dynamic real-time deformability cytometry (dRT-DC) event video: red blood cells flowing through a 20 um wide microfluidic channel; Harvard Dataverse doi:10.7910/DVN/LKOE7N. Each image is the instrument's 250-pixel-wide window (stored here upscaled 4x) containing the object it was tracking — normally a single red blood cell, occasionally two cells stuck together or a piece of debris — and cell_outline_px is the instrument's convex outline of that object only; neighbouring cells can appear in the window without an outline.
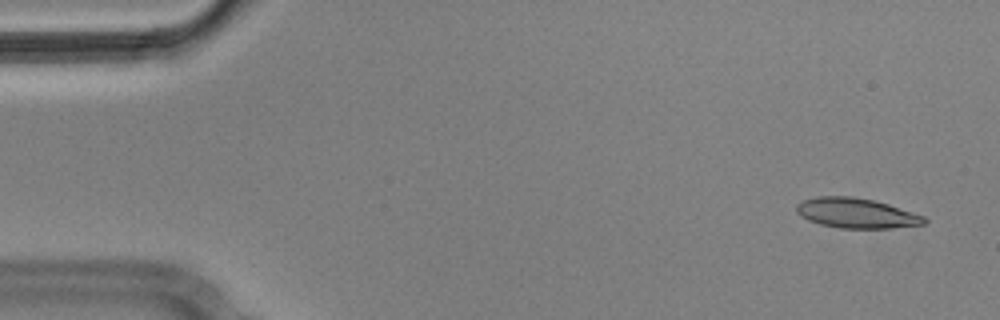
{"species": "Egyptian fruit bat (a non-hibernating species)", "species_latin": "Rousettus aegyptiacus", "temperature_condition": "cold", "stored_images_in_passage": 5, "camera_frame_rate_fps": 3000, "um_per_image_px": 0.085, "animal": {"sex": "male"}, "frame": {"image": 1, "passage_image": 1, "time_ms": 0.0, "image_size_px": [1000, 320], "cell_outline_px": [[928, 220], [924, 224], [892, 228], [840, 228], [820, 224], [808, 220], [800, 216], [796, 212], [796, 204], [804, 200], [816, 196], [852, 196], [872, 200], [888, 204], [924, 216]], "centroid_in_image_um": [72.76, 18.11], "position_along_channel_um": 12.2, "area_um2": 22.31}}
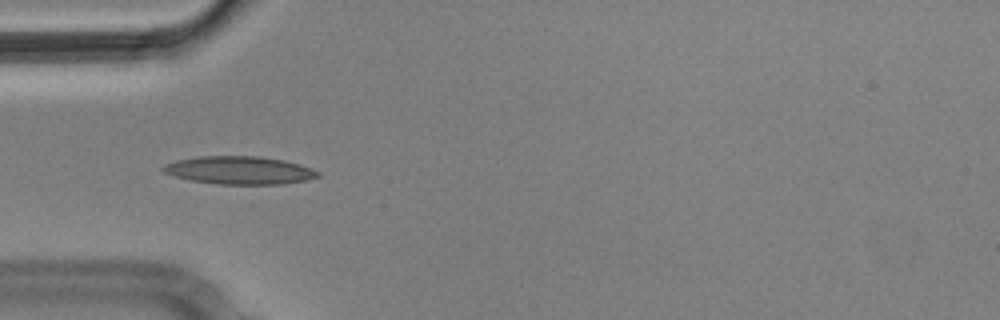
{"frame": {"image": 2, "passage_image": 5, "time_ms": 1.333, "image_size_px": [1000, 320], "cell_outline_px": [[320, 176], [308, 180], [284, 184], [216, 184], [192, 180], [172, 176], [164, 172], [160, 168], [164, 164], [176, 160], [196, 156], [260, 156], [284, 160], [300, 164], [320, 172]], "centroid_in_image_um": [20.34, 14.47], "position_along_channel_um": 64.7, "area_um2": 25.43}}